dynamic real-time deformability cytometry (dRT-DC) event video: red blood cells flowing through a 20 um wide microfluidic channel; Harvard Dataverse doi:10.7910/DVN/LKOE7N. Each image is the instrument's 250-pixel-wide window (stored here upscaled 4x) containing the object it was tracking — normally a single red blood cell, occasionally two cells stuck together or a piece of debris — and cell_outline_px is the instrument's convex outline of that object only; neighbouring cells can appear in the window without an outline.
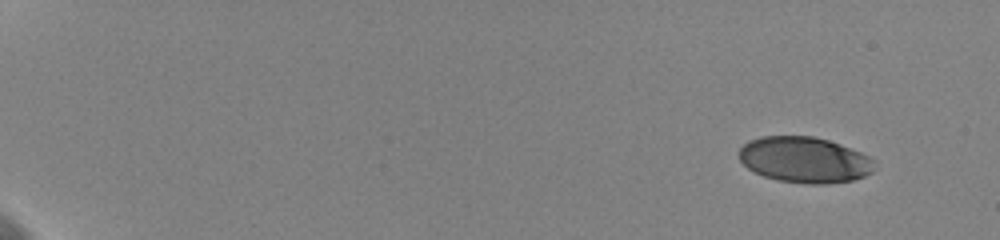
{"species": "human", "species_latin": "Homo sapiens", "temperature_condition": "cold", "stored_images_in_passage": 55, "camera_frame_rate_fps": 3000, "um_per_image_px": 0.085, "donor": {"sex": "female"}, "frame": {"image": 1, "passage_image": 1, "time_ms": 0.0, "image_size_px": [1000, 240], "cell_outline_px": [[876, 160], [872, 172], [864, 176], [852, 180], [828, 184], [808, 184], [776, 180], [764, 176], [748, 168], [740, 160], [740, 148], [748, 140], [760, 136], [812, 136], [828, 140], [840, 144], [860, 152]], "centroid_in_image_um": [68.39, 13.58], "position_along_channel_um": 16.6, "area_um2": 36.24}}
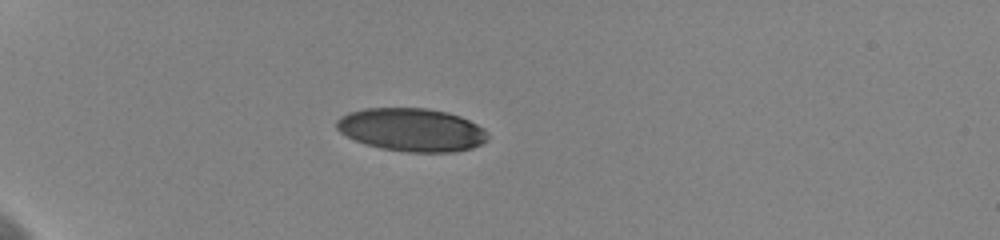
{"frame": {"image": 2, "passage_image": 15, "time_ms": 4.667, "image_size_px": [1000, 240], "cell_outline_px": [[488, 140], [472, 148], [452, 152], [408, 152], [380, 148], [364, 144], [340, 132], [336, 128], [336, 120], [340, 116], [348, 112], [364, 108], [428, 108], [448, 112], [460, 116], [484, 128], [488, 132]], "centroid_in_image_um": [34.99, 11.02], "position_along_channel_um": 50.0, "area_um2": 38.21}}
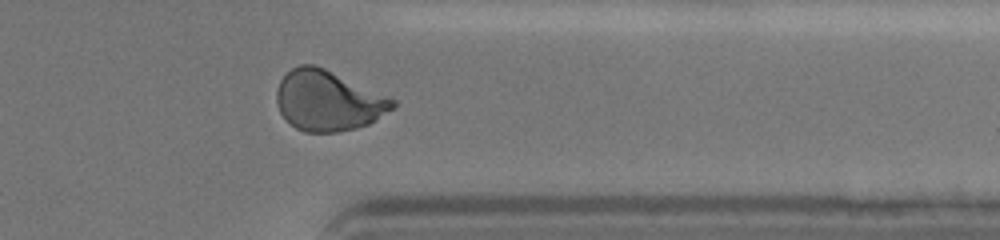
{"frame": {"image": 3, "passage_image": 46, "time_ms": 15.0, "image_size_px": [1000, 240], "cell_outline_px": [[396, 104], [392, 108], [376, 120], [368, 124], [356, 128], [336, 132], [304, 132], [296, 128], [280, 112], [276, 104], [276, 92], [280, 80], [292, 68], [300, 64], [312, 64], [324, 68], [388, 96], [396, 100]], "centroid_in_image_um": [27.87, 8.56], "position_along_channel_um": 383.5, "area_um2": 40.46}, "authors_computed_cell_mechanics": {"area_um2": 39.3618, "velocity_mm_per_s": 3.6177, "shape_relaxation_time_tau1_ms": 3.9958, "shape_relaxation_time_tau2_ms": 0.992, "deformation_change_tau1": 0.1556, "deformation_change_tau2": 0.0477}}